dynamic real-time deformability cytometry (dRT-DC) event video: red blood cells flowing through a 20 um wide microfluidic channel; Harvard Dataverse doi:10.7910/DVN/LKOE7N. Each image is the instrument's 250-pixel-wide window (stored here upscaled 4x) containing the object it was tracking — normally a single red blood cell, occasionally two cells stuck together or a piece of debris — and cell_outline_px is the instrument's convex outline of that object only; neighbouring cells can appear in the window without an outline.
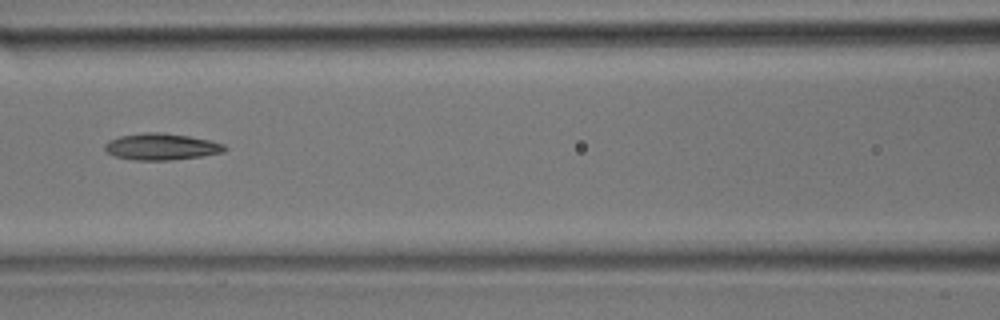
{"species": "common noctule bat (a hibernating species)", "species_latin": "Nyctalus noctula", "temperature_condition": "room temperature", "stored_images_in_passage": 13, "camera_frame_rate_fps": 3000, "um_per_image_px": 0.085, "animal": {"sex": "male", "body_mass_g": 17.9}, "frame": {"image": 1, "passage_image": 9, "time_ms": 2.667, "image_size_px": [1000, 320], "cell_outline_px": [[228, 148], [224, 152], [204, 156], [172, 160], [136, 160], [112, 156], [104, 148], [104, 144], [108, 140], [120, 136], [148, 132], [160, 132], [188, 136], [212, 140], [224, 144]], "centroid_in_image_um": [13.74, 12.47], "position_along_channel_um": 152.9, "area_um2": 18.73}}